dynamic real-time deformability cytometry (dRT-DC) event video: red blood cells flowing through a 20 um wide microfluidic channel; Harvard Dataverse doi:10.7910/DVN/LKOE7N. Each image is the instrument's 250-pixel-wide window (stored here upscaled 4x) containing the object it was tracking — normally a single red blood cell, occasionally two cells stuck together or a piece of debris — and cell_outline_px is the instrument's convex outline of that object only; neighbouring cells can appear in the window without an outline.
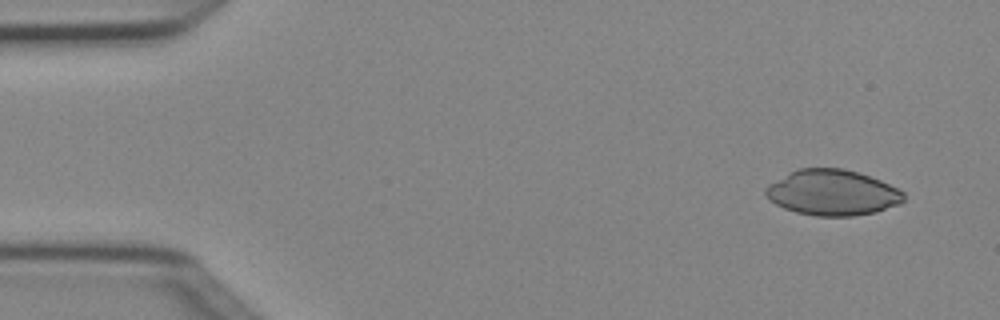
{"species": "Egyptian fruit bat (a non-hibernating species)", "species_latin": "Rousettus aegyptiacus", "temperature_condition": "cold", "stored_images_in_passage": 5, "camera_frame_rate_fps": 3000, "um_per_image_px": 0.085, "animal": {"sex": "female"}, "frame": {"image": 1, "passage_image": 1, "time_ms": 0.0, "image_size_px": [1000, 320], "cell_outline_px": [[904, 200], [900, 204], [876, 212], [852, 216], [816, 216], [796, 212], [784, 208], [776, 204], [764, 192], [764, 188], [768, 184], [788, 172], [796, 168], [844, 168], [880, 180], [904, 192]], "centroid_in_image_um": [70.74, 16.37], "position_along_channel_um": 14.3, "area_um2": 36.7}}